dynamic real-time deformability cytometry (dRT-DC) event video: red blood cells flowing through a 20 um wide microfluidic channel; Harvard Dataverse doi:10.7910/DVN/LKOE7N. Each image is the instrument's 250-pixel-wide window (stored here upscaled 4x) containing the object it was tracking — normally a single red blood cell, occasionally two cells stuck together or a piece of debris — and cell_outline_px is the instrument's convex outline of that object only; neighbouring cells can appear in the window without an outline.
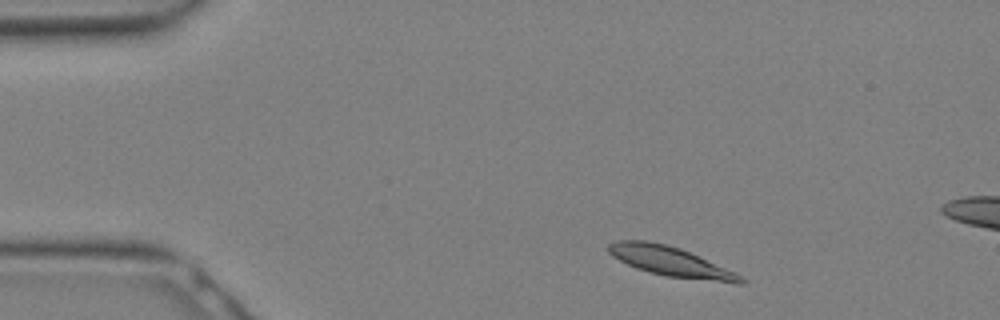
{"species": "Egyptian fruit bat (a non-hibernating species)", "species_latin": "Rousettus aegyptiacus", "temperature_condition": "warm", "stored_images_in_passage": 6, "camera_frame_rate_fps": 3000, "um_per_image_px": 0.085, "animal": {"sex": "female"}, "frame": {"image": 1, "passage_image": 2, "time_ms": 0.333, "image_size_px": [1000, 320], "cell_outline_px": [[748, 280], [744, 284], [736, 284], [668, 276], [648, 272], [636, 268], [612, 256], [608, 252], [608, 244], [616, 240], [648, 240], [680, 248], [736, 272], [744, 276]], "centroid_in_image_um": [57.06, 22.24], "position_along_channel_um": 27.9, "area_um2": 22.95}}